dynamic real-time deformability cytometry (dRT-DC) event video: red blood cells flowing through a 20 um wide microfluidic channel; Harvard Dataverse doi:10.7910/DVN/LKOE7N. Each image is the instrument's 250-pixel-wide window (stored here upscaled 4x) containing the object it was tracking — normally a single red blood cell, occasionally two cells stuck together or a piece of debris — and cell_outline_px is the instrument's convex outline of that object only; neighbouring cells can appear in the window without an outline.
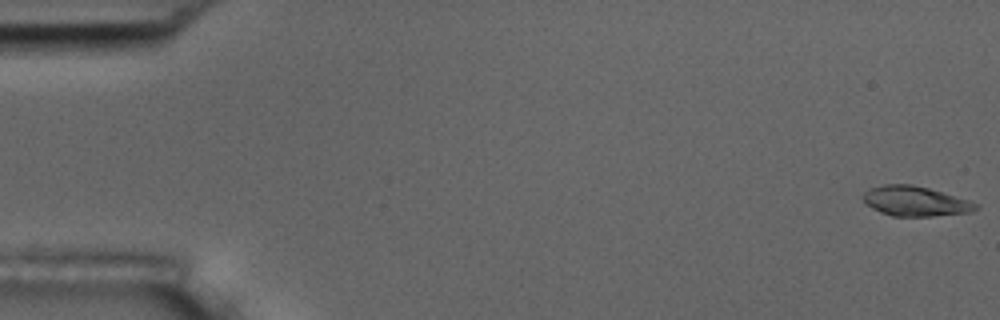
{"species": "common noctule bat (a hibernating species)", "species_latin": "Nyctalus noctula", "temperature_condition": "room temperature", "stored_images_in_passage": 12, "camera_frame_rate_fps": 3000, "um_per_image_px": 0.085, "animal": {"sex": "male", "body_mass_g": 17.5, "forearm_length_mm": 52.3}, "frame": {"image": 1, "passage_image": 1, "time_ms": 0.0, "image_size_px": [1000, 320], "cell_outline_px": [[980, 208], [972, 212], [932, 216], [892, 216], [880, 212], [872, 208], [860, 196], [868, 188], [884, 184], [912, 184], [928, 188], [968, 200], [980, 204]], "centroid_in_image_um": [77.79, 17.1], "position_along_channel_um": 7.2, "area_um2": 19.71}}